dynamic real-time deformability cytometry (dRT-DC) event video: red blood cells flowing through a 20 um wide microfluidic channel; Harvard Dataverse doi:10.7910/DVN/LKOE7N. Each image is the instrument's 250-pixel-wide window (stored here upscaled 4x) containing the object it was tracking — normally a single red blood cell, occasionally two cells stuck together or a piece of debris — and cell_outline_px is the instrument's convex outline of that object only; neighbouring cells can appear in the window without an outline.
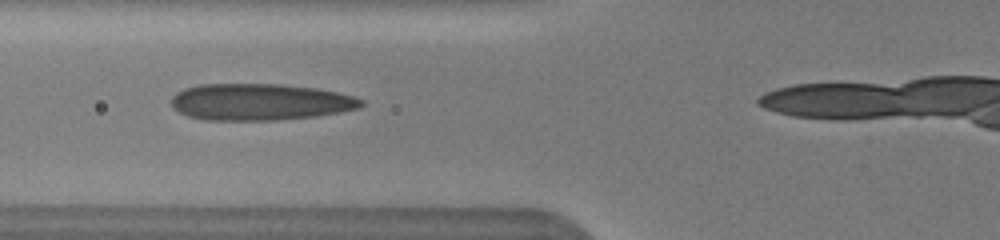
{"species": "human", "species_latin": "Homo sapiens", "temperature_condition": "warm", "stored_images_in_passage": 6, "camera_frame_rate_fps": 3000, "um_per_image_px": 0.085, "donor": {"sex": "male"}, "frame": {"image": 1, "passage_image": 4, "time_ms": 3.333, "image_size_px": [1000, 240], "cell_outline_px": [[364, 104], [360, 108], [340, 112], [316, 116], [276, 120], [204, 120], [188, 116], [172, 108], [172, 96], [176, 92], [184, 88], [200, 84], [280, 84], [316, 88], [336, 92], [352, 96], [364, 100]], "centroid_in_image_um": [22.08, 8.67], "position_along_channel_um": 103.7, "area_um2": 40.69}}